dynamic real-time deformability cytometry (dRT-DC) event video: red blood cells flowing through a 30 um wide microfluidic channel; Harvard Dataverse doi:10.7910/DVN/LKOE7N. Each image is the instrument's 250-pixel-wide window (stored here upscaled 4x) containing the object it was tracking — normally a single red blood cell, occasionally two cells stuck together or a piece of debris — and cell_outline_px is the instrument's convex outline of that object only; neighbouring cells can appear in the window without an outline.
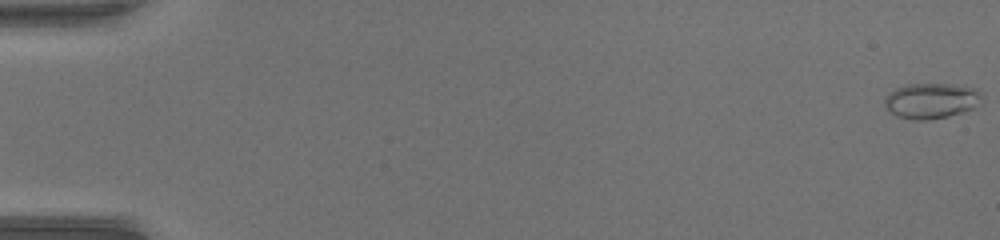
{"species": "common noctule bat (a hibernating species)", "species_latin": "Nyctalus noctula", "temperature_condition": "warm", "stored_images_in_passage": 52, "camera_frame_rate_fps": 3000, "um_per_image_px": 0.085, "animal": {"sex": "female", "body_mass_g": 17.0, "forearm_length_mm": 48.0}, "frame": {"image": 1, "passage_image": 1, "time_ms": 0.0, "image_size_px": [1000, 240], "cell_outline_px": [[984, 104], [948, 116], [928, 120], [916, 120], [900, 116], [884, 108], [884, 100], [896, 88], [908, 84], [952, 84], [976, 88], [984, 96]], "centroid_in_image_um": [79.24, 8.55], "position_along_channel_um": 5.8, "area_um2": 20.11}}
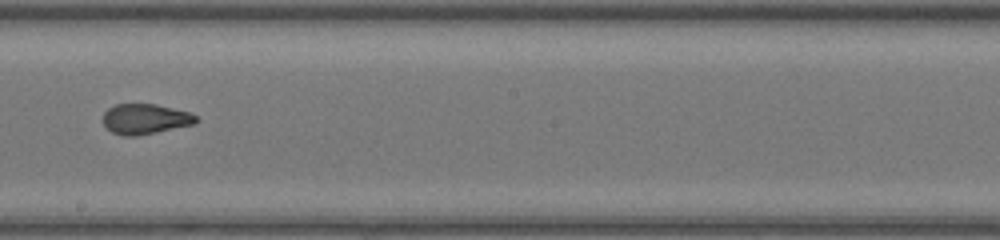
{"frame": {"image": 2, "passage_image": 31, "time_ms": 10.0, "image_size_px": [1000, 240], "cell_outline_px": [[200, 120], [192, 124], [156, 132], [136, 136], [124, 136], [112, 132], [104, 124], [104, 112], [108, 108], [116, 104], [156, 104], [188, 112], [196, 116]], "centroid_in_image_um": [12.33, 10.11], "position_along_channel_um": 235.9, "area_um2": 16.18}}
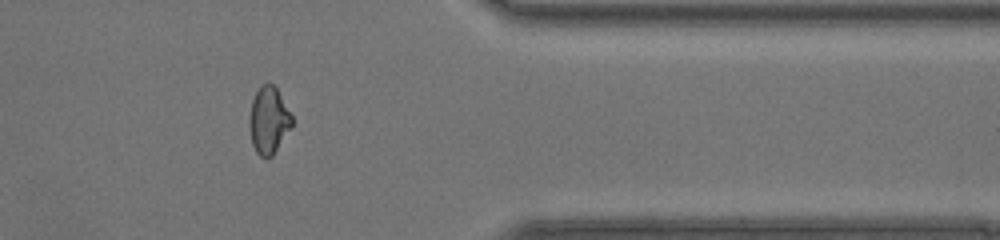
{"frame": {"image": 3, "passage_image": 43, "time_ms": 14.0, "image_size_px": [1000, 240], "cell_outline_px": [[292, 124], [272, 156], [264, 160], [256, 152], [252, 144], [248, 120], [252, 100], [260, 84], [272, 84], [276, 88], [292, 116]], "centroid_in_image_um": [22.8, 10.24], "position_along_channel_um": 388.6, "area_um2": 16.42}, "authors_computed_cell_mechanics": {"area_um2": 17.3111, "velocity_mm_per_s": 4.1642, "shape_relaxation_time_tau1_ms": null, "shape_relaxation_time_tau2_ms": 0.7751, "deformation_change_tau1": null, "deformation_change_tau2": 0.0677}}